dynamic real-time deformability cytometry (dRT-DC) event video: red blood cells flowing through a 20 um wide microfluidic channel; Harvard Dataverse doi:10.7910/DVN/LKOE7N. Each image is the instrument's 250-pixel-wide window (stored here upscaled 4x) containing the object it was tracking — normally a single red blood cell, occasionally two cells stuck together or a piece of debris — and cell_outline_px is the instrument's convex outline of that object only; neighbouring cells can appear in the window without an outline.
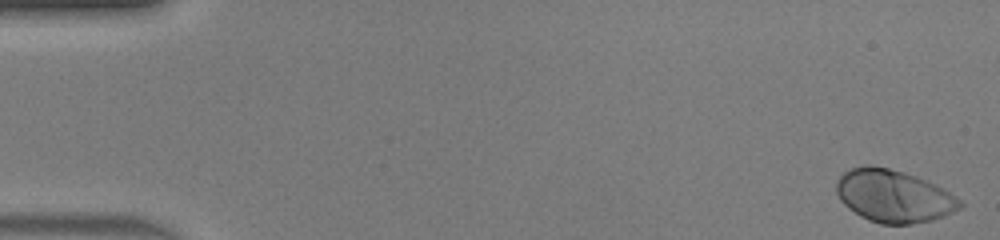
{"species": "human", "species_latin": "Homo sapiens", "temperature_condition": "warm", "stored_images_in_passage": 44, "camera_frame_rate_fps": 3000, "um_per_image_px": 0.085, "donor": {"sex": "male"}, "frame": {"image": 1, "passage_image": 1, "time_ms": 0.0, "image_size_px": [1000, 240], "cell_outline_px": [[964, 204], [960, 208], [944, 216], [932, 220], [912, 224], [880, 224], [868, 220], [860, 216], [848, 208], [840, 200], [836, 192], [836, 180], [844, 172], [852, 168], [864, 164], [868, 164], [888, 168], [904, 172], [916, 176], [944, 188], [960, 200]], "centroid_in_image_um": [75.94, 16.66], "position_along_channel_um": 9.1, "area_um2": 37.97}}
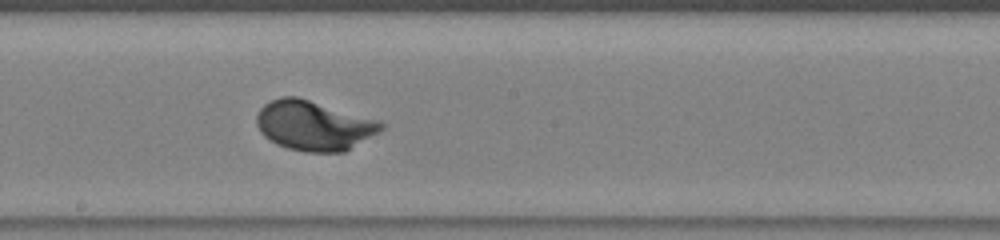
{"frame": {"image": 2, "passage_image": 27, "time_ms": 8.667, "image_size_px": [1000, 240], "cell_outline_px": [[384, 128], [344, 152], [304, 152], [288, 148], [276, 144], [264, 136], [260, 132], [256, 124], [256, 116], [260, 108], [264, 104], [280, 96], [296, 96], [380, 120], [384, 124]], "centroid_in_image_um": [26.65, 10.66], "position_along_channel_um": 221.6, "area_um2": 36.07}}
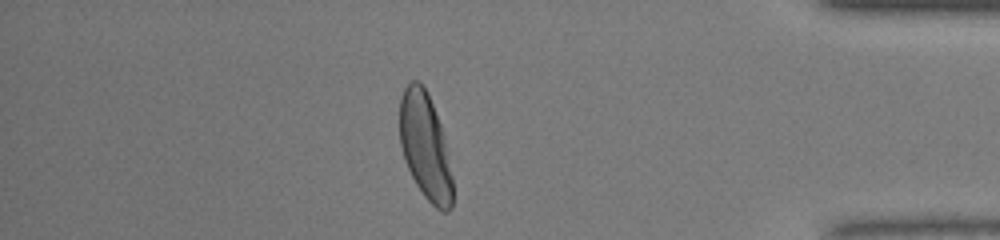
{"frame": {"image": 3, "passage_image": 42, "time_ms": 13.667, "image_size_px": [1000, 240], "cell_outline_px": [[452, 208], [448, 212], [440, 212], [424, 196], [416, 184], [404, 160], [400, 144], [400, 96], [404, 88], [412, 80], [416, 80], [428, 92], [440, 124], [444, 140], [452, 176]], "centroid_in_image_um": [36.13, 12.46], "position_along_channel_um": 399.1, "area_um2": 32.6}}